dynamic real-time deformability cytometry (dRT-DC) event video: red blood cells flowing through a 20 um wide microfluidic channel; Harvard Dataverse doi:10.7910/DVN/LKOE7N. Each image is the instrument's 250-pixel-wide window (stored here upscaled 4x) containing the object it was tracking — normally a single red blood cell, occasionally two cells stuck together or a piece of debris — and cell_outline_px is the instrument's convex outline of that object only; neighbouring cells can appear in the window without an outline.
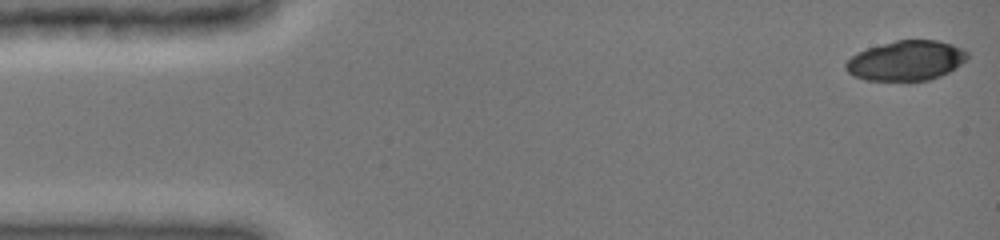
{"species": "common noctule bat (a hibernating species)", "species_latin": "Nyctalus noctula", "temperature_condition": "cold", "stored_images_in_passage": 41, "camera_frame_rate_fps": 3000, "um_per_image_px": 0.085, "animal": {"sex": "female", "body_mass_g": 19.0, "forearm_length_mm": 51.5}, "frame": {"image": 1, "passage_image": 1, "time_ms": 0.0, "image_size_px": [1000, 240], "cell_outline_px": [[968, 60], [956, 68], [940, 76], [928, 80], [908, 84], [864, 80], [848, 72], [844, 68], [844, 64], [852, 56], [868, 48], [896, 40], [936, 40], [952, 44], [968, 52]], "centroid_in_image_um": [77.03, 5.21], "position_along_channel_um": 8.0, "area_um2": 29.02}}
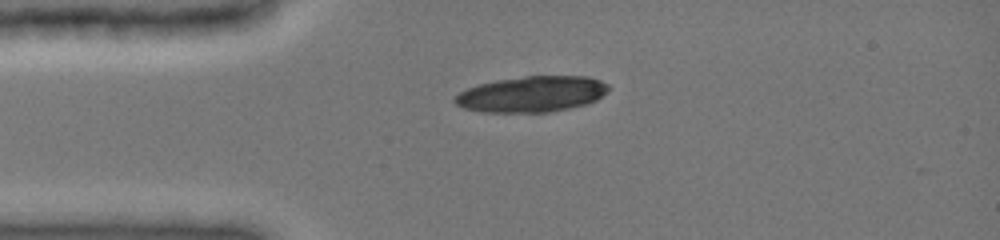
{"frame": {"image": 2, "passage_image": 15, "time_ms": 3.333, "image_size_px": [1000, 240], "cell_outline_px": [[608, 88], [596, 100], [584, 104], [568, 108], [548, 112], [484, 112], [464, 108], [456, 104], [452, 100], [460, 92], [468, 88], [480, 84], [496, 80], [524, 76], [588, 76], [600, 80], [608, 84]], "centroid_in_image_um": [45.18, 7.99], "position_along_channel_um": 39.8, "area_um2": 31.79}}